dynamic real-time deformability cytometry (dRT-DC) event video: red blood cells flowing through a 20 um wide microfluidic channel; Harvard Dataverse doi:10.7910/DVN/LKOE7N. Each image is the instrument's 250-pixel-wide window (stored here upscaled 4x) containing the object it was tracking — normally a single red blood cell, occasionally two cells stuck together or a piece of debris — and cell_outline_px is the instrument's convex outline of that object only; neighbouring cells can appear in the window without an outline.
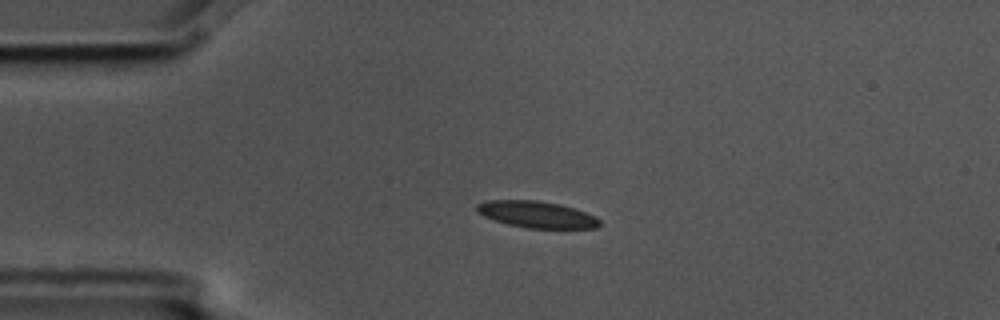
{"species": "common noctule bat (a hibernating species)", "species_latin": "Nyctalus noctula", "temperature_condition": "cold", "stored_images_in_passage": 1, "camera_frame_rate_fps": 3000, "um_per_image_px": 0.085, "animal": {"sex": "male", "body_mass_g": 17.5, "forearm_length_mm": 52.3}, "frame": {"image": 1, "passage_image": 1, "time_ms": 0.0, "image_size_px": [1000, 320], "cell_outline_px": [[600, 224], [596, 228], [528, 228], [508, 224], [484, 216], [476, 212], [476, 204], [488, 200], [536, 200], [560, 204], [596, 216], [600, 220]], "centroid_in_image_um": [45.6, 18.22], "position_along_channel_um": 39.4, "area_um2": 18.9}}